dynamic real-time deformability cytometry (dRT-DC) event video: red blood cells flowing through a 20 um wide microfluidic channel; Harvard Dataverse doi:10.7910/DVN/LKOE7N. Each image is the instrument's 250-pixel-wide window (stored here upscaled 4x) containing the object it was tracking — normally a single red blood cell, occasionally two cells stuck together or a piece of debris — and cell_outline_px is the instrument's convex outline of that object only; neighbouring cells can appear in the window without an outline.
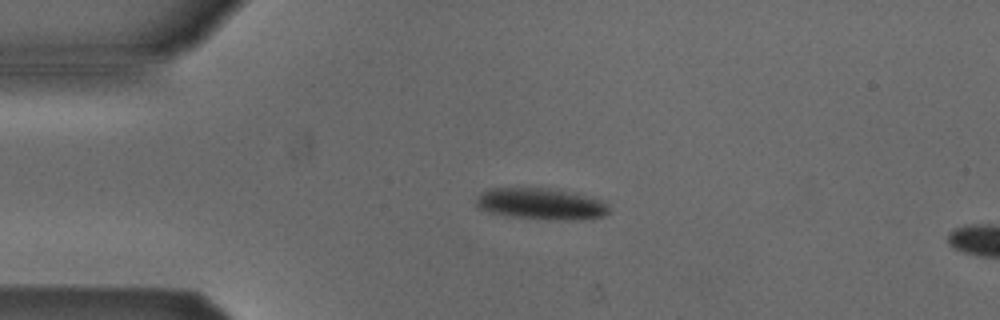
{"species": "Egyptian fruit bat (a non-hibernating species)", "species_latin": "Rousettus aegyptiacus", "temperature_condition": "cold", "stored_images_in_passage": 6, "camera_frame_rate_fps": 3000, "um_per_image_px": 0.085, "animal": {"sex": "male"}, "frame": {"image": 1, "passage_image": 4, "time_ms": 3.667, "image_size_px": [1000, 320], "cell_outline_px": [[608, 212], [604, 216], [576, 220], [560, 220], [508, 216], [488, 212], [476, 208], [476, 200], [480, 192], [488, 188], [548, 188], [600, 200], [608, 204]], "centroid_in_image_um": [45.9, 17.34], "position_along_channel_um": 39.1, "area_um2": 24.04}}
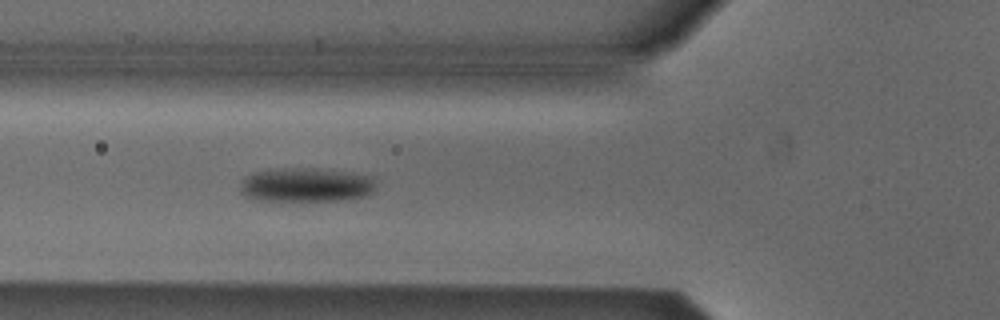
{"frame": {"image": 2, "passage_image": 6, "time_ms": 6.0, "image_size_px": [1000, 320], "cell_outline_px": [[376, 188], [372, 192], [364, 196], [348, 200], [252, 200], [244, 196], [240, 192], [240, 184], [252, 172], [292, 168], [312, 168], [376, 176]], "centroid_in_image_um": [26.05, 15.73], "position_along_channel_um": 99.7, "area_um2": 26.99}}